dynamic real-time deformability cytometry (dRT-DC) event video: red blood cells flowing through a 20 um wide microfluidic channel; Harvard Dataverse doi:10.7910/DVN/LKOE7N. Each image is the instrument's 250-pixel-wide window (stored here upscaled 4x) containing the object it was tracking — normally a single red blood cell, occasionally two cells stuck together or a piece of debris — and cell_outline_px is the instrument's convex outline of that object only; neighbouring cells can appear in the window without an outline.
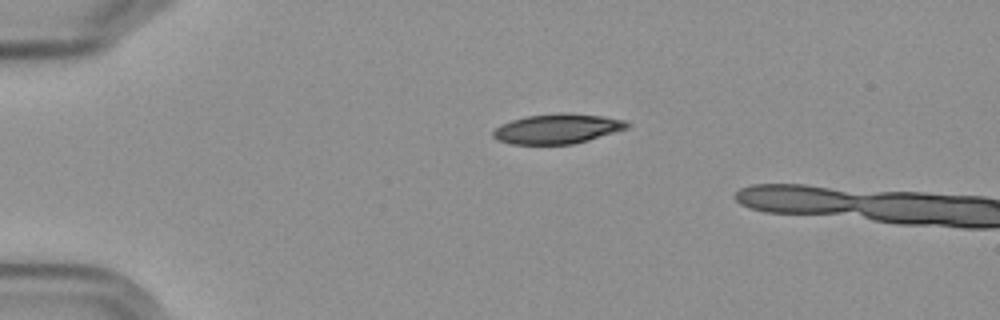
{"species": "Egyptian fruit bat (a non-hibernating species)", "species_latin": "Rousettus aegyptiacus", "temperature_condition": "cold", "stored_images_in_passage": 2, "camera_frame_rate_fps": 3000, "um_per_image_px": 0.085, "frame": {"image": 1, "passage_image": 1, "time_ms": 0.0, "image_size_px": [1000, 320], "cell_outline_px": [[632, 124], [628, 128], [588, 140], [572, 144], [512, 144], [496, 140], [492, 136], [492, 132], [500, 124], [524, 116], [564, 112], [568, 112], [600, 116], [624, 120]], "centroid_in_image_um": [47.35, 10.94], "position_along_channel_um": 37.7, "area_um2": 23.35}}